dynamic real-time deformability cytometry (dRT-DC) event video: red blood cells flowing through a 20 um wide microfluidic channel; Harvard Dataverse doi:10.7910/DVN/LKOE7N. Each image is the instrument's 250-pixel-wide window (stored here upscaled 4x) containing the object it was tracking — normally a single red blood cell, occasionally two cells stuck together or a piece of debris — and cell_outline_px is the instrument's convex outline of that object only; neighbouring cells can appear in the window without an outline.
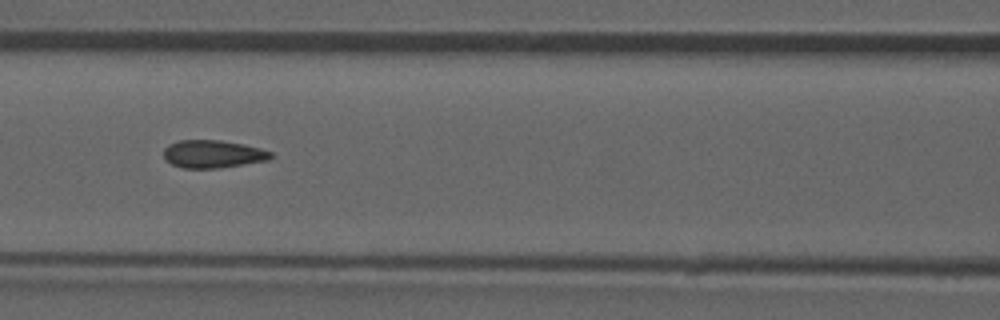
{"species": "common noctule bat (a hibernating species)", "species_latin": "Nyctalus noctula", "temperature_condition": "room temperature", "stored_images_in_passage": 52, "camera_frame_rate_fps": 3000, "um_per_image_px": 0.085, "animal": {"sex": "male", "forearm_length_mm": 52.5}, "frame": {"image": 1, "passage_image": 23, "time_ms": 7.333, "image_size_px": [1000, 320], "cell_outline_px": [[276, 156], [268, 160], [220, 168], [180, 168], [164, 160], [164, 148], [168, 144], [180, 140], [220, 140], [244, 144], [260, 148], [272, 152]], "centroid_in_image_um": [18.1, 13.09], "position_along_channel_um": 148.5, "area_um2": 17.57}, "authors_computed_cell_mechanics": {"area_um2": 17.7157, "velocity_mm_per_s": 3.9389, "shape_relaxation_time_tau1_ms": null, "shape_relaxation_time_tau2_ms": 2.0132, "deformation_change_tau1": null, "deformation_change_tau2": 0.0614}}